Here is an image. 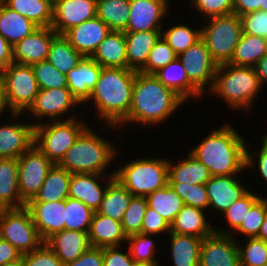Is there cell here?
<instances>
[{
  "label": "cell",
  "mask_w": 267,
  "mask_h": 266,
  "mask_svg": "<svg viewBox=\"0 0 267 266\" xmlns=\"http://www.w3.org/2000/svg\"><path fill=\"white\" fill-rule=\"evenodd\" d=\"M183 103L185 101L162 84L154 74L136 71L132 104L127 118L122 123L154 126L165 122Z\"/></svg>",
  "instance_id": "obj_1"
},
{
  "label": "cell",
  "mask_w": 267,
  "mask_h": 266,
  "mask_svg": "<svg viewBox=\"0 0 267 266\" xmlns=\"http://www.w3.org/2000/svg\"><path fill=\"white\" fill-rule=\"evenodd\" d=\"M245 139L230 124L214 129L190 154L206 166L211 176L236 175L246 169Z\"/></svg>",
  "instance_id": "obj_2"
},
{
  "label": "cell",
  "mask_w": 267,
  "mask_h": 266,
  "mask_svg": "<svg viewBox=\"0 0 267 266\" xmlns=\"http://www.w3.org/2000/svg\"><path fill=\"white\" fill-rule=\"evenodd\" d=\"M136 71L129 68L102 67L87 102L92 101L98 116L112 128L127 118L132 104Z\"/></svg>",
  "instance_id": "obj_3"
},
{
  "label": "cell",
  "mask_w": 267,
  "mask_h": 266,
  "mask_svg": "<svg viewBox=\"0 0 267 266\" xmlns=\"http://www.w3.org/2000/svg\"><path fill=\"white\" fill-rule=\"evenodd\" d=\"M260 89L263 88L254 67L222 63L217 67L209 91L228 103L229 109L250 110Z\"/></svg>",
  "instance_id": "obj_4"
},
{
  "label": "cell",
  "mask_w": 267,
  "mask_h": 266,
  "mask_svg": "<svg viewBox=\"0 0 267 266\" xmlns=\"http://www.w3.org/2000/svg\"><path fill=\"white\" fill-rule=\"evenodd\" d=\"M117 149L89 126L57 164L70 173L107 175V166L118 154Z\"/></svg>",
  "instance_id": "obj_5"
},
{
  "label": "cell",
  "mask_w": 267,
  "mask_h": 266,
  "mask_svg": "<svg viewBox=\"0 0 267 266\" xmlns=\"http://www.w3.org/2000/svg\"><path fill=\"white\" fill-rule=\"evenodd\" d=\"M168 159L145 157L115 170V179L133 196H147L168 185Z\"/></svg>",
  "instance_id": "obj_6"
},
{
  "label": "cell",
  "mask_w": 267,
  "mask_h": 266,
  "mask_svg": "<svg viewBox=\"0 0 267 266\" xmlns=\"http://www.w3.org/2000/svg\"><path fill=\"white\" fill-rule=\"evenodd\" d=\"M75 117L76 115H73L51 123L46 121L32 123L34 145L55 165L61 161L80 134L88 127V123Z\"/></svg>",
  "instance_id": "obj_7"
},
{
  "label": "cell",
  "mask_w": 267,
  "mask_h": 266,
  "mask_svg": "<svg viewBox=\"0 0 267 266\" xmlns=\"http://www.w3.org/2000/svg\"><path fill=\"white\" fill-rule=\"evenodd\" d=\"M206 21V25L201 27V39L218 65L228 63L243 34L240 16L231 13Z\"/></svg>",
  "instance_id": "obj_8"
},
{
  "label": "cell",
  "mask_w": 267,
  "mask_h": 266,
  "mask_svg": "<svg viewBox=\"0 0 267 266\" xmlns=\"http://www.w3.org/2000/svg\"><path fill=\"white\" fill-rule=\"evenodd\" d=\"M0 83L13 113L28 111L39 92L31 65L11 63L0 72Z\"/></svg>",
  "instance_id": "obj_9"
},
{
  "label": "cell",
  "mask_w": 267,
  "mask_h": 266,
  "mask_svg": "<svg viewBox=\"0 0 267 266\" xmlns=\"http://www.w3.org/2000/svg\"><path fill=\"white\" fill-rule=\"evenodd\" d=\"M0 237L10 242L22 255L44 243L26 206L0 209Z\"/></svg>",
  "instance_id": "obj_10"
},
{
  "label": "cell",
  "mask_w": 267,
  "mask_h": 266,
  "mask_svg": "<svg viewBox=\"0 0 267 266\" xmlns=\"http://www.w3.org/2000/svg\"><path fill=\"white\" fill-rule=\"evenodd\" d=\"M53 166L34 144L18 158L19 191L26 203L38 193Z\"/></svg>",
  "instance_id": "obj_11"
},
{
  "label": "cell",
  "mask_w": 267,
  "mask_h": 266,
  "mask_svg": "<svg viewBox=\"0 0 267 266\" xmlns=\"http://www.w3.org/2000/svg\"><path fill=\"white\" fill-rule=\"evenodd\" d=\"M184 66L189 81L204 95L208 85L207 93L214 81L218 67L217 62L211 57L206 43L199 39L193 46L178 56Z\"/></svg>",
  "instance_id": "obj_12"
},
{
  "label": "cell",
  "mask_w": 267,
  "mask_h": 266,
  "mask_svg": "<svg viewBox=\"0 0 267 266\" xmlns=\"http://www.w3.org/2000/svg\"><path fill=\"white\" fill-rule=\"evenodd\" d=\"M237 240L233 235L213 232L203 238L199 266H240Z\"/></svg>",
  "instance_id": "obj_13"
},
{
  "label": "cell",
  "mask_w": 267,
  "mask_h": 266,
  "mask_svg": "<svg viewBox=\"0 0 267 266\" xmlns=\"http://www.w3.org/2000/svg\"><path fill=\"white\" fill-rule=\"evenodd\" d=\"M79 102L73 97L68 87L39 89L35 102L28 112L42 120L48 118L51 121H59L70 109L78 106ZM61 116V117H60Z\"/></svg>",
  "instance_id": "obj_14"
},
{
  "label": "cell",
  "mask_w": 267,
  "mask_h": 266,
  "mask_svg": "<svg viewBox=\"0 0 267 266\" xmlns=\"http://www.w3.org/2000/svg\"><path fill=\"white\" fill-rule=\"evenodd\" d=\"M169 0H130L129 20L124 32L162 30Z\"/></svg>",
  "instance_id": "obj_15"
},
{
  "label": "cell",
  "mask_w": 267,
  "mask_h": 266,
  "mask_svg": "<svg viewBox=\"0 0 267 266\" xmlns=\"http://www.w3.org/2000/svg\"><path fill=\"white\" fill-rule=\"evenodd\" d=\"M97 0H55L52 28L64 34L70 28L96 17Z\"/></svg>",
  "instance_id": "obj_16"
},
{
  "label": "cell",
  "mask_w": 267,
  "mask_h": 266,
  "mask_svg": "<svg viewBox=\"0 0 267 266\" xmlns=\"http://www.w3.org/2000/svg\"><path fill=\"white\" fill-rule=\"evenodd\" d=\"M56 35L52 27H38L31 35L12 46L13 62L33 65L47 60L51 42Z\"/></svg>",
  "instance_id": "obj_17"
},
{
  "label": "cell",
  "mask_w": 267,
  "mask_h": 266,
  "mask_svg": "<svg viewBox=\"0 0 267 266\" xmlns=\"http://www.w3.org/2000/svg\"><path fill=\"white\" fill-rule=\"evenodd\" d=\"M34 225L45 242L65 229V200L56 202H27Z\"/></svg>",
  "instance_id": "obj_18"
},
{
  "label": "cell",
  "mask_w": 267,
  "mask_h": 266,
  "mask_svg": "<svg viewBox=\"0 0 267 266\" xmlns=\"http://www.w3.org/2000/svg\"><path fill=\"white\" fill-rule=\"evenodd\" d=\"M111 29L97 16L67 30L63 35L84 57H91Z\"/></svg>",
  "instance_id": "obj_19"
},
{
  "label": "cell",
  "mask_w": 267,
  "mask_h": 266,
  "mask_svg": "<svg viewBox=\"0 0 267 266\" xmlns=\"http://www.w3.org/2000/svg\"><path fill=\"white\" fill-rule=\"evenodd\" d=\"M110 173L106 178L107 182H104L106 184L103 186L100 180L107 175L72 173L69 185V197L78 199L84 202L94 212L97 211L100 208L108 185L115 179V170Z\"/></svg>",
  "instance_id": "obj_20"
},
{
  "label": "cell",
  "mask_w": 267,
  "mask_h": 266,
  "mask_svg": "<svg viewBox=\"0 0 267 266\" xmlns=\"http://www.w3.org/2000/svg\"><path fill=\"white\" fill-rule=\"evenodd\" d=\"M235 175L211 176L205 184L206 193L209 199V208L223 213L236 200L243 197L248 191Z\"/></svg>",
  "instance_id": "obj_21"
},
{
  "label": "cell",
  "mask_w": 267,
  "mask_h": 266,
  "mask_svg": "<svg viewBox=\"0 0 267 266\" xmlns=\"http://www.w3.org/2000/svg\"><path fill=\"white\" fill-rule=\"evenodd\" d=\"M10 122L0 126V159H18L34 144L33 124Z\"/></svg>",
  "instance_id": "obj_22"
},
{
  "label": "cell",
  "mask_w": 267,
  "mask_h": 266,
  "mask_svg": "<svg viewBox=\"0 0 267 266\" xmlns=\"http://www.w3.org/2000/svg\"><path fill=\"white\" fill-rule=\"evenodd\" d=\"M102 67L91 57H83L67 74V87L79 104L87 102L98 81Z\"/></svg>",
  "instance_id": "obj_23"
},
{
  "label": "cell",
  "mask_w": 267,
  "mask_h": 266,
  "mask_svg": "<svg viewBox=\"0 0 267 266\" xmlns=\"http://www.w3.org/2000/svg\"><path fill=\"white\" fill-rule=\"evenodd\" d=\"M45 243L60 258L64 266L75 261L91 247L88 232L67 229L53 234Z\"/></svg>",
  "instance_id": "obj_24"
},
{
  "label": "cell",
  "mask_w": 267,
  "mask_h": 266,
  "mask_svg": "<svg viewBox=\"0 0 267 266\" xmlns=\"http://www.w3.org/2000/svg\"><path fill=\"white\" fill-rule=\"evenodd\" d=\"M88 236L91 246L99 248L122 247L121 244L127 240L120 221L99 214L97 211L93 214Z\"/></svg>",
  "instance_id": "obj_25"
},
{
  "label": "cell",
  "mask_w": 267,
  "mask_h": 266,
  "mask_svg": "<svg viewBox=\"0 0 267 266\" xmlns=\"http://www.w3.org/2000/svg\"><path fill=\"white\" fill-rule=\"evenodd\" d=\"M26 206L19 191L18 159H0V209Z\"/></svg>",
  "instance_id": "obj_26"
},
{
  "label": "cell",
  "mask_w": 267,
  "mask_h": 266,
  "mask_svg": "<svg viewBox=\"0 0 267 266\" xmlns=\"http://www.w3.org/2000/svg\"><path fill=\"white\" fill-rule=\"evenodd\" d=\"M160 36L161 30L125 32L127 68L140 71Z\"/></svg>",
  "instance_id": "obj_27"
},
{
  "label": "cell",
  "mask_w": 267,
  "mask_h": 266,
  "mask_svg": "<svg viewBox=\"0 0 267 266\" xmlns=\"http://www.w3.org/2000/svg\"><path fill=\"white\" fill-rule=\"evenodd\" d=\"M91 58L101 67L127 68L125 32L111 30Z\"/></svg>",
  "instance_id": "obj_28"
},
{
  "label": "cell",
  "mask_w": 267,
  "mask_h": 266,
  "mask_svg": "<svg viewBox=\"0 0 267 266\" xmlns=\"http://www.w3.org/2000/svg\"><path fill=\"white\" fill-rule=\"evenodd\" d=\"M202 209L184 205L170 224V232L206 238L214 232Z\"/></svg>",
  "instance_id": "obj_29"
},
{
  "label": "cell",
  "mask_w": 267,
  "mask_h": 266,
  "mask_svg": "<svg viewBox=\"0 0 267 266\" xmlns=\"http://www.w3.org/2000/svg\"><path fill=\"white\" fill-rule=\"evenodd\" d=\"M157 79L166 87L172 89L178 94L185 102L189 101V98H201L203 95L190 81L181 64V61L177 58L173 62H170L165 67H162L154 73Z\"/></svg>",
  "instance_id": "obj_30"
},
{
  "label": "cell",
  "mask_w": 267,
  "mask_h": 266,
  "mask_svg": "<svg viewBox=\"0 0 267 266\" xmlns=\"http://www.w3.org/2000/svg\"><path fill=\"white\" fill-rule=\"evenodd\" d=\"M71 177L72 173L54 164L38 193L28 202H56L67 199Z\"/></svg>",
  "instance_id": "obj_31"
},
{
  "label": "cell",
  "mask_w": 267,
  "mask_h": 266,
  "mask_svg": "<svg viewBox=\"0 0 267 266\" xmlns=\"http://www.w3.org/2000/svg\"><path fill=\"white\" fill-rule=\"evenodd\" d=\"M38 28L32 21L0 2V34L14 46Z\"/></svg>",
  "instance_id": "obj_32"
},
{
  "label": "cell",
  "mask_w": 267,
  "mask_h": 266,
  "mask_svg": "<svg viewBox=\"0 0 267 266\" xmlns=\"http://www.w3.org/2000/svg\"><path fill=\"white\" fill-rule=\"evenodd\" d=\"M169 183L206 184L211 178V174L193 155L188 153L187 158L179 163H168Z\"/></svg>",
  "instance_id": "obj_33"
},
{
  "label": "cell",
  "mask_w": 267,
  "mask_h": 266,
  "mask_svg": "<svg viewBox=\"0 0 267 266\" xmlns=\"http://www.w3.org/2000/svg\"><path fill=\"white\" fill-rule=\"evenodd\" d=\"M3 3L38 27L52 26L54 2L51 0H3Z\"/></svg>",
  "instance_id": "obj_34"
},
{
  "label": "cell",
  "mask_w": 267,
  "mask_h": 266,
  "mask_svg": "<svg viewBox=\"0 0 267 266\" xmlns=\"http://www.w3.org/2000/svg\"><path fill=\"white\" fill-rule=\"evenodd\" d=\"M174 266H199L202 238L170 232Z\"/></svg>",
  "instance_id": "obj_35"
},
{
  "label": "cell",
  "mask_w": 267,
  "mask_h": 266,
  "mask_svg": "<svg viewBox=\"0 0 267 266\" xmlns=\"http://www.w3.org/2000/svg\"><path fill=\"white\" fill-rule=\"evenodd\" d=\"M266 46V38L243 33L228 63L254 67L265 56Z\"/></svg>",
  "instance_id": "obj_36"
},
{
  "label": "cell",
  "mask_w": 267,
  "mask_h": 266,
  "mask_svg": "<svg viewBox=\"0 0 267 266\" xmlns=\"http://www.w3.org/2000/svg\"><path fill=\"white\" fill-rule=\"evenodd\" d=\"M132 197L133 195L114 179L108 185L97 212L121 222Z\"/></svg>",
  "instance_id": "obj_37"
},
{
  "label": "cell",
  "mask_w": 267,
  "mask_h": 266,
  "mask_svg": "<svg viewBox=\"0 0 267 266\" xmlns=\"http://www.w3.org/2000/svg\"><path fill=\"white\" fill-rule=\"evenodd\" d=\"M83 57L63 34H57L51 42L47 60L66 75Z\"/></svg>",
  "instance_id": "obj_38"
},
{
  "label": "cell",
  "mask_w": 267,
  "mask_h": 266,
  "mask_svg": "<svg viewBox=\"0 0 267 266\" xmlns=\"http://www.w3.org/2000/svg\"><path fill=\"white\" fill-rule=\"evenodd\" d=\"M130 0H97L96 16L111 30L124 31L129 20Z\"/></svg>",
  "instance_id": "obj_39"
},
{
  "label": "cell",
  "mask_w": 267,
  "mask_h": 266,
  "mask_svg": "<svg viewBox=\"0 0 267 266\" xmlns=\"http://www.w3.org/2000/svg\"><path fill=\"white\" fill-rule=\"evenodd\" d=\"M148 207L157 211L171 224L184 206L183 200L168 184L146 196Z\"/></svg>",
  "instance_id": "obj_40"
},
{
  "label": "cell",
  "mask_w": 267,
  "mask_h": 266,
  "mask_svg": "<svg viewBox=\"0 0 267 266\" xmlns=\"http://www.w3.org/2000/svg\"><path fill=\"white\" fill-rule=\"evenodd\" d=\"M93 214L84 202L71 197L65 199V229L89 232Z\"/></svg>",
  "instance_id": "obj_41"
},
{
  "label": "cell",
  "mask_w": 267,
  "mask_h": 266,
  "mask_svg": "<svg viewBox=\"0 0 267 266\" xmlns=\"http://www.w3.org/2000/svg\"><path fill=\"white\" fill-rule=\"evenodd\" d=\"M161 36L179 56L201 39V28L192 29L184 24L175 25L166 31L161 30Z\"/></svg>",
  "instance_id": "obj_42"
},
{
  "label": "cell",
  "mask_w": 267,
  "mask_h": 266,
  "mask_svg": "<svg viewBox=\"0 0 267 266\" xmlns=\"http://www.w3.org/2000/svg\"><path fill=\"white\" fill-rule=\"evenodd\" d=\"M261 197L256 195L255 193H252L251 191H248L243 197L236 200L231 206L224 211L222 214L225 215L227 224L232 229L225 228H214V231L220 234H228L232 235L233 231L231 230H237L240 225L242 224L244 218L247 216V213L249 212L250 208L260 199ZM225 230V231H224Z\"/></svg>",
  "instance_id": "obj_43"
},
{
  "label": "cell",
  "mask_w": 267,
  "mask_h": 266,
  "mask_svg": "<svg viewBox=\"0 0 267 266\" xmlns=\"http://www.w3.org/2000/svg\"><path fill=\"white\" fill-rule=\"evenodd\" d=\"M147 207L148 203L145 196L132 197L121 221L124 234L127 237L141 233L142 221Z\"/></svg>",
  "instance_id": "obj_44"
},
{
  "label": "cell",
  "mask_w": 267,
  "mask_h": 266,
  "mask_svg": "<svg viewBox=\"0 0 267 266\" xmlns=\"http://www.w3.org/2000/svg\"><path fill=\"white\" fill-rule=\"evenodd\" d=\"M150 234H135L127 237L126 243H129V253L133 261L149 264H158L155 243Z\"/></svg>",
  "instance_id": "obj_45"
},
{
  "label": "cell",
  "mask_w": 267,
  "mask_h": 266,
  "mask_svg": "<svg viewBox=\"0 0 267 266\" xmlns=\"http://www.w3.org/2000/svg\"><path fill=\"white\" fill-rule=\"evenodd\" d=\"M32 66L39 89L67 87V77L58 71L48 60L35 63Z\"/></svg>",
  "instance_id": "obj_46"
},
{
  "label": "cell",
  "mask_w": 267,
  "mask_h": 266,
  "mask_svg": "<svg viewBox=\"0 0 267 266\" xmlns=\"http://www.w3.org/2000/svg\"><path fill=\"white\" fill-rule=\"evenodd\" d=\"M178 58V55L173 49L167 44L162 36L155 42L154 47L149 53L148 60L145 66L140 72L146 74H154L162 67H165L170 62H173Z\"/></svg>",
  "instance_id": "obj_47"
},
{
  "label": "cell",
  "mask_w": 267,
  "mask_h": 266,
  "mask_svg": "<svg viewBox=\"0 0 267 266\" xmlns=\"http://www.w3.org/2000/svg\"><path fill=\"white\" fill-rule=\"evenodd\" d=\"M246 239V245L238 244L240 266L267 265V242L256 237Z\"/></svg>",
  "instance_id": "obj_48"
},
{
  "label": "cell",
  "mask_w": 267,
  "mask_h": 266,
  "mask_svg": "<svg viewBox=\"0 0 267 266\" xmlns=\"http://www.w3.org/2000/svg\"><path fill=\"white\" fill-rule=\"evenodd\" d=\"M183 200L184 205L205 211L209 208V199L205 184L168 183Z\"/></svg>",
  "instance_id": "obj_49"
},
{
  "label": "cell",
  "mask_w": 267,
  "mask_h": 266,
  "mask_svg": "<svg viewBox=\"0 0 267 266\" xmlns=\"http://www.w3.org/2000/svg\"><path fill=\"white\" fill-rule=\"evenodd\" d=\"M267 215V197H262L250 208L240 227L234 231L246 238L257 237Z\"/></svg>",
  "instance_id": "obj_50"
},
{
  "label": "cell",
  "mask_w": 267,
  "mask_h": 266,
  "mask_svg": "<svg viewBox=\"0 0 267 266\" xmlns=\"http://www.w3.org/2000/svg\"><path fill=\"white\" fill-rule=\"evenodd\" d=\"M191 4L208 19L233 13L234 0H191Z\"/></svg>",
  "instance_id": "obj_51"
},
{
  "label": "cell",
  "mask_w": 267,
  "mask_h": 266,
  "mask_svg": "<svg viewBox=\"0 0 267 266\" xmlns=\"http://www.w3.org/2000/svg\"><path fill=\"white\" fill-rule=\"evenodd\" d=\"M23 266H64L55 252L44 242L38 249L23 254Z\"/></svg>",
  "instance_id": "obj_52"
},
{
  "label": "cell",
  "mask_w": 267,
  "mask_h": 266,
  "mask_svg": "<svg viewBox=\"0 0 267 266\" xmlns=\"http://www.w3.org/2000/svg\"><path fill=\"white\" fill-rule=\"evenodd\" d=\"M243 33L267 39V11L258 10L240 16Z\"/></svg>",
  "instance_id": "obj_53"
},
{
  "label": "cell",
  "mask_w": 267,
  "mask_h": 266,
  "mask_svg": "<svg viewBox=\"0 0 267 266\" xmlns=\"http://www.w3.org/2000/svg\"><path fill=\"white\" fill-rule=\"evenodd\" d=\"M170 233V224L157 211L146 208L142 221V234L157 235L161 233Z\"/></svg>",
  "instance_id": "obj_54"
},
{
  "label": "cell",
  "mask_w": 267,
  "mask_h": 266,
  "mask_svg": "<svg viewBox=\"0 0 267 266\" xmlns=\"http://www.w3.org/2000/svg\"><path fill=\"white\" fill-rule=\"evenodd\" d=\"M119 246L103 248V266H130L133 262L129 251L122 253Z\"/></svg>",
  "instance_id": "obj_55"
},
{
  "label": "cell",
  "mask_w": 267,
  "mask_h": 266,
  "mask_svg": "<svg viewBox=\"0 0 267 266\" xmlns=\"http://www.w3.org/2000/svg\"><path fill=\"white\" fill-rule=\"evenodd\" d=\"M65 266H103V248L91 246L79 258Z\"/></svg>",
  "instance_id": "obj_56"
},
{
  "label": "cell",
  "mask_w": 267,
  "mask_h": 266,
  "mask_svg": "<svg viewBox=\"0 0 267 266\" xmlns=\"http://www.w3.org/2000/svg\"><path fill=\"white\" fill-rule=\"evenodd\" d=\"M257 150L258 151L255 154H258V157H256L258 159L257 161H254V157L256 155L250 153L248 149H246V169H249V167L252 168V166H255V163L257 162L256 164L259 169L260 176L264 179V181L266 180L265 182H267V146L262 142L260 150Z\"/></svg>",
  "instance_id": "obj_57"
},
{
  "label": "cell",
  "mask_w": 267,
  "mask_h": 266,
  "mask_svg": "<svg viewBox=\"0 0 267 266\" xmlns=\"http://www.w3.org/2000/svg\"><path fill=\"white\" fill-rule=\"evenodd\" d=\"M22 256V253L10 242L0 237V266L14 261Z\"/></svg>",
  "instance_id": "obj_58"
},
{
  "label": "cell",
  "mask_w": 267,
  "mask_h": 266,
  "mask_svg": "<svg viewBox=\"0 0 267 266\" xmlns=\"http://www.w3.org/2000/svg\"><path fill=\"white\" fill-rule=\"evenodd\" d=\"M261 0H234L233 13L242 16L260 10Z\"/></svg>",
  "instance_id": "obj_59"
},
{
  "label": "cell",
  "mask_w": 267,
  "mask_h": 266,
  "mask_svg": "<svg viewBox=\"0 0 267 266\" xmlns=\"http://www.w3.org/2000/svg\"><path fill=\"white\" fill-rule=\"evenodd\" d=\"M13 63L12 45L0 34V72Z\"/></svg>",
  "instance_id": "obj_60"
},
{
  "label": "cell",
  "mask_w": 267,
  "mask_h": 266,
  "mask_svg": "<svg viewBox=\"0 0 267 266\" xmlns=\"http://www.w3.org/2000/svg\"><path fill=\"white\" fill-rule=\"evenodd\" d=\"M256 74L263 88L264 83L267 84V56H264L255 66Z\"/></svg>",
  "instance_id": "obj_61"
},
{
  "label": "cell",
  "mask_w": 267,
  "mask_h": 266,
  "mask_svg": "<svg viewBox=\"0 0 267 266\" xmlns=\"http://www.w3.org/2000/svg\"><path fill=\"white\" fill-rule=\"evenodd\" d=\"M5 110V111H4ZM9 111L11 112V117L12 119L15 117V119L17 120L20 119L23 115V113H13L8 105V102H7V98H6V95H5V92H4V89H3V86L2 84L0 83V117L1 115L6 112V111Z\"/></svg>",
  "instance_id": "obj_62"
},
{
  "label": "cell",
  "mask_w": 267,
  "mask_h": 266,
  "mask_svg": "<svg viewBox=\"0 0 267 266\" xmlns=\"http://www.w3.org/2000/svg\"><path fill=\"white\" fill-rule=\"evenodd\" d=\"M256 238L264 240L265 242H267V215L264 219V222L261 225V229H260L259 234Z\"/></svg>",
  "instance_id": "obj_63"
},
{
  "label": "cell",
  "mask_w": 267,
  "mask_h": 266,
  "mask_svg": "<svg viewBox=\"0 0 267 266\" xmlns=\"http://www.w3.org/2000/svg\"><path fill=\"white\" fill-rule=\"evenodd\" d=\"M3 266H23V255L20 258L14 261L8 262Z\"/></svg>",
  "instance_id": "obj_64"
},
{
  "label": "cell",
  "mask_w": 267,
  "mask_h": 266,
  "mask_svg": "<svg viewBox=\"0 0 267 266\" xmlns=\"http://www.w3.org/2000/svg\"><path fill=\"white\" fill-rule=\"evenodd\" d=\"M130 266H159L158 264H149L133 261Z\"/></svg>",
  "instance_id": "obj_65"
},
{
  "label": "cell",
  "mask_w": 267,
  "mask_h": 266,
  "mask_svg": "<svg viewBox=\"0 0 267 266\" xmlns=\"http://www.w3.org/2000/svg\"><path fill=\"white\" fill-rule=\"evenodd\" d=\"M260 10L267 11V0H261Z\"/></svg>",
  "instance_id": "obj_66"
},
{
  "label": "cell",
  "mask_w": 267,
  "mask_h": 266,
  "mask_svg": "<svg viewBox=\"0 0 267 266\" xmlns=\"http://www.w3.org/2000/svg\"><path fill=\"white\" fill-rule=\"evenodd\" d=\"M267 146V134L263 135L262 141Z\"/></svg>",
  "instance_id": "obj_67"
}]
</instances>
